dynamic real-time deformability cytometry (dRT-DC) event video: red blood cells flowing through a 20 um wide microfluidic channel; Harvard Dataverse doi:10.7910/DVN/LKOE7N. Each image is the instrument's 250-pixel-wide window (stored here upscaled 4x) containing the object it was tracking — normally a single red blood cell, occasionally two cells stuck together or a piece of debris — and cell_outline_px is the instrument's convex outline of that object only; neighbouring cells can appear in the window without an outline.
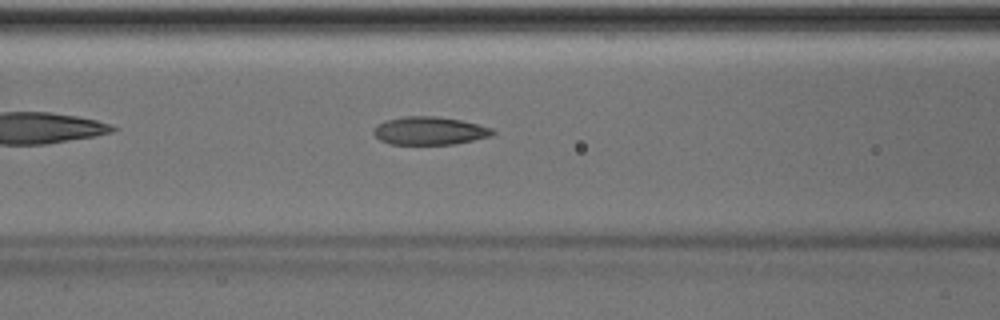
{"species": "Egyptian fruit bat (a non-hibernating species)", "species_latin": "Rousettus aegyptiacus", "temperature_condition": "room temperature", "stored_images_in_passage": 34, "camera_frame_rate_fps": 3000, "um_per_image_px": 0.085, "animal": {"sex": "male"}, "frame": {"image": 1, "passage_image": 10, "time_ms": 3.0, "image_size_px": [1000, 320], "cell_outline_px": [[496, 132], [492, 136], [456, 144], [388, 144], [380, 140], [372, 132], [384, 120], [404, 116], [436, 116], [460, 120], [492, 128]], "centroid_in_image_um": [36.53, 11.12], "position_along_channel_um": 130.1, "area_um2": 19.42}, "authors_computed_cell_mechanics": {"area_um2": 19.5653, "velocity_mm_per_s": 4.0654, "shape_relaxation_time_tau1_ms": 7.3928, "shape_relaxation_time_tau2_ms": 2.4536, "deformation_change_tau1": 0.1786, "deformation_change_tau2": 0.1077}}